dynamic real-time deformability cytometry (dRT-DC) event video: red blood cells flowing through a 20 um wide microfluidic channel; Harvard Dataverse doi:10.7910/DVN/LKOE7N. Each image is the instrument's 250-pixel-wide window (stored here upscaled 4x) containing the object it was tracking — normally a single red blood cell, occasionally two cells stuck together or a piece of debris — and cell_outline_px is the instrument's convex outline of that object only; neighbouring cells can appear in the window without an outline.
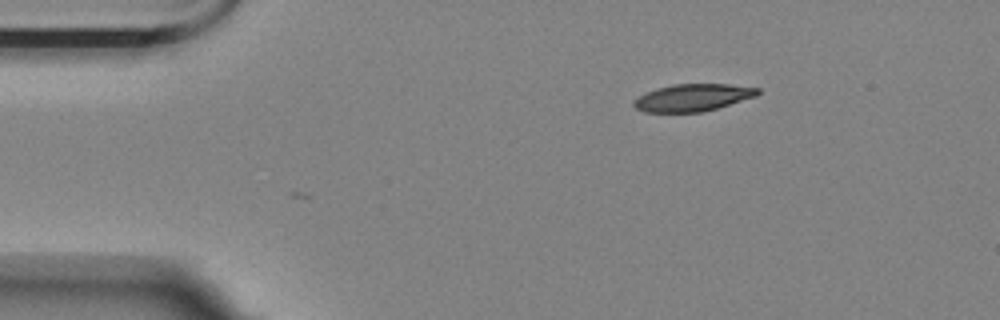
{"species": "Egyptian fruit bat (a non-hibernating species)", "species_latin": "Rousettus aegyptiacus", "temperature_condition": "room temperature", "stored_images_in_passage": 3, "camera_frame_rate_fps": 3000, "um_per_image_px": 0.085, "animal": {"sex": "female"}, "frame": {"image": 1, "passage_image": 3, "time_ms": 0.667, "image_size_px": [1000, 320], "cell_outline_px": [[760, 92], [756, 96], [716, 108], [700, 112], [644, 112], [636, 108], [632, 104], [632, 100], [656, 88], [672, 84], [728, 84], [760, 88]], "centroid_in_image_um": [58.87, 8.29], "position_along_channel_um": 26.1, "area_um2": 19.54}}